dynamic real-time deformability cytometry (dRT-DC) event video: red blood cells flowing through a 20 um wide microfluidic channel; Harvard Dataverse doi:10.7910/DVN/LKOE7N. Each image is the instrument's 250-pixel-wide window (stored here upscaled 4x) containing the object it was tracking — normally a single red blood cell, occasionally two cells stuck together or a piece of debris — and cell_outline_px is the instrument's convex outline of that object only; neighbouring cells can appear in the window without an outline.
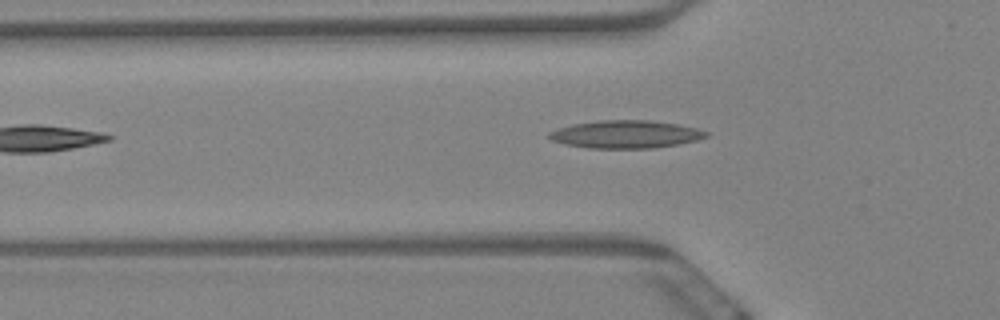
{"species": "Egyptian fruit bat (a non-hibernating species)", "species_latin": "Rousettus aegyptiacus", "temperature_condition": "warm", "stored_images_in_passage": 36, "camera_frame_rate_fps": 3000, "um_per_image_px": 0.085, "animal": {"sex": "female"}, "frame": {"image": 1, "passage_image": 2, "time_ms": 0.333, "image_size_px": [1000, 320], "cell_outline_px": [[708, 136], [696, 140], [676, 144], [652, 148], [588, 148], [564, 144], [552, 140], [548, 136], [548, 132], [556, 128], [572, 124], [600, 120], [652, 120], [676, 124], [696, 128], [708, 132]], "centroid_in_image_um": [53.14, 11.41], "position_along_channel_um": 72.7, "area_um2": 25.37}}
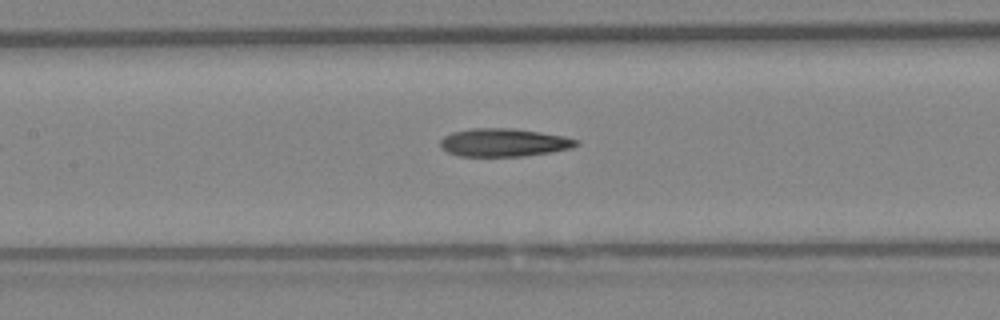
{"frame": {"image": 2, "passage_image": 10, "time_ms": 3.0, "image_size_px": [1000, 320], "cell_outline_px": [[580, 144], [572, 148], [552, 152], [524, 156], [460, 156], [448, 152], [440, 148], [440, 140], [444, 136], [452, 132], [472, 128], [512, 128], [540, 132], [564, 136], [580, 140]], "centroid_in_image_um": [42.84, 12.11], "position_along_channel_um": 164.6, "area_um2": 22.43}}
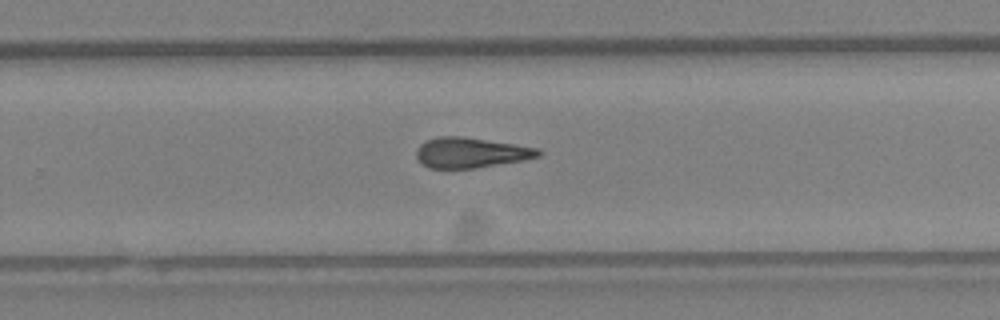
{"frame": {"image": 3, "passage_image": 21, "time_ms": 6.667, "image_size_px": [1000, 320], "cell_outline_px": [[544, 152], [540, 156], [524, 160], [476, 168], [428, 168], [416, 156], [416, 148], [420, 144], [428, 140], [440, 136], [464, 136], [540, 148]], "centroid_in_image_um": [40.06, 12.97], "position_along_channel_um": 289.7, "area_um2": 21.62}, "authors_computed_cell_mechanics": {"area_um2": 21.964, "velocity_mm_per_s": 3.4371, "shape_relaxation_time_tau1_ms": null, "shape_relaxation_time_tau2_ms": 8.9723, "deformation_change_tau1": null, "deformation_change_tau2": 0.2406}}